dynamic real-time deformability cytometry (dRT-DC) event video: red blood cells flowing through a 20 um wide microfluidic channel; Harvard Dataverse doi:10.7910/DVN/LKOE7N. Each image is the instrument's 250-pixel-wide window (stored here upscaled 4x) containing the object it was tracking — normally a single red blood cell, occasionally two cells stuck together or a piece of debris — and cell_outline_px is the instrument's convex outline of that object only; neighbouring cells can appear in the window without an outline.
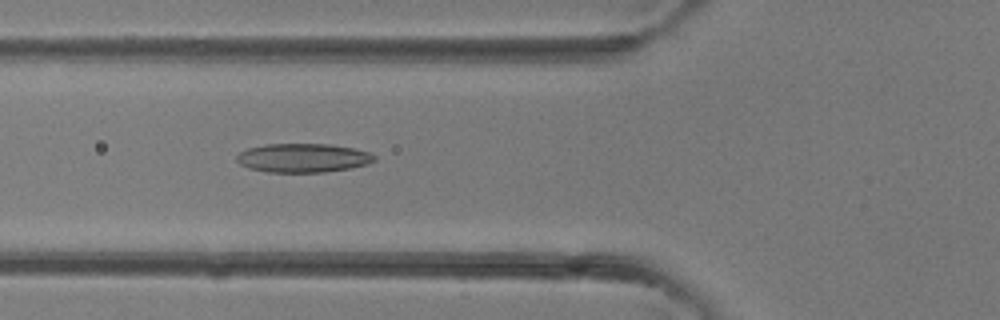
{"species": "common noctule bat (a hibernating species)", "species_latin": "Nyctalus noctula", "temperature_condition": "room temperature", "stored_images_in_passage": 39, "camera_frame_rate_fps": 3000, "um_per_image_px": 0.085, "animal": {"sex": "female"}, "frame": {"image": 1, "passage_image": 15, "time_ms": 4.667, "image_size_px": [1000, 320], "cell_outline_px": [[376, 160], [368, 164], [352, 168], [324, 172], [268, 172], [248, 168], [240, 164], [236, 160], [236, 156], [240, 152], [248, 148], [264, 144], [328, 144], [356, 148], [368, 152], [376, 156]], "centroid_in_image_um": [25.77, 13.42], "position_along_channel_um": 100.0, "area_um2": 23.35}}
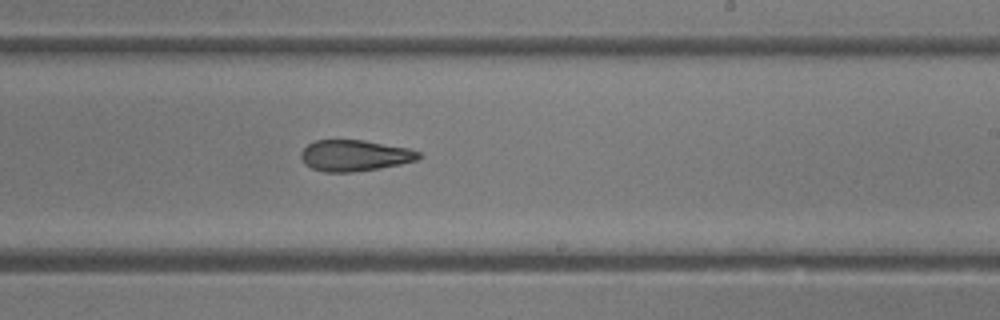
{"frame": {"image": 2, "passage_image": 24, "time_ms": 7.667, "image_size_px": [1000, 320], "cell_outline_px": [[424, 156], [416, 160], [400, 164], [380, 168], [352, 172], [324, 172], [312, 168], [304, 164], [300, 156], [300, 152], [308, 144], [316, 140], [364, 140], [408, 148], [420, 152]], "centroid_in_image_um": [30.14, 13.22], "position_along_channel_um": 258.9, "area_um2": 21.44}}
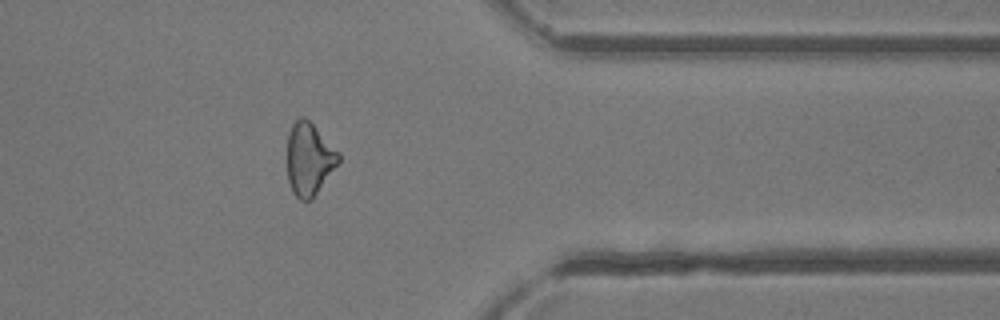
{"frame": {"image": 3, "passage_image": 32, "time_ms": 10.333, "image_size_px": [1000, 320], "cell_outline_px": [[340, 160], [312, 200], [300, 200], [292, 192], [288, 180], [288, 132], [292, 124], [300, 116], [304, 116], [340, 152]], "centroid_in_image_um": [26.27, 13.52], "position_along_channel_um": 385.1, "area_um2": 21.62}}